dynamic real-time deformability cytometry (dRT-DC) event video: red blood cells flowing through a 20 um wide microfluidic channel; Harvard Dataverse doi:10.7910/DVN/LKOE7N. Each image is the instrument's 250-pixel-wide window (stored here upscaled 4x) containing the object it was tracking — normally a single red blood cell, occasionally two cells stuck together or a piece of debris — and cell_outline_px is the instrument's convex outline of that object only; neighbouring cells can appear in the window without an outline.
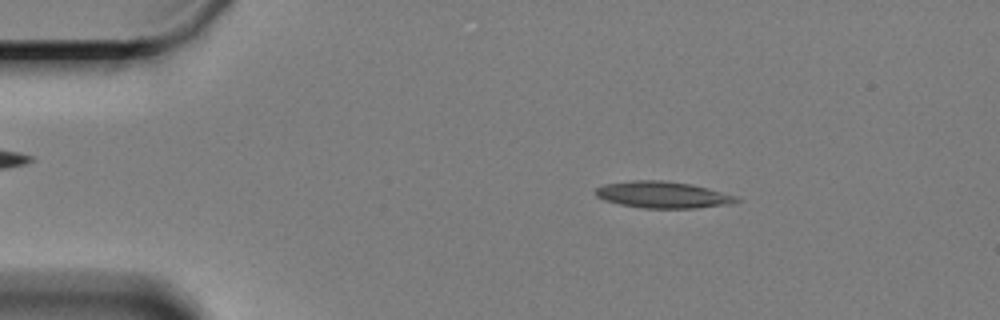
{"species": "Egyptian fruit bat (a non-hibernating species)", "species_latin": "Rousettus aegyptiacus", "temperature_condition": "cold", "stored_images_in_passage": 59, "camera_frame_rate_fps": 3000, "um_per_image_px": 0.085, "animal": {"sex": "female"}, "frame": {"image": 1, "passage_image": 9, "time_ms": 2.667, "image_size_px": [1000, 320], "cell_outline_px": [[740, 200], [732, 204], [696, 208], [644, 208], [620, 204], [604, 200], [596, 196], [596, 188], [604, 184], [632, 180], [664, 180], [692, 184], [708, 188], [736, 196]], "centroid_in_image_um": [56.34, 16.55], "position_along_channel_um": 28.7, "area_um2": 21.85}}
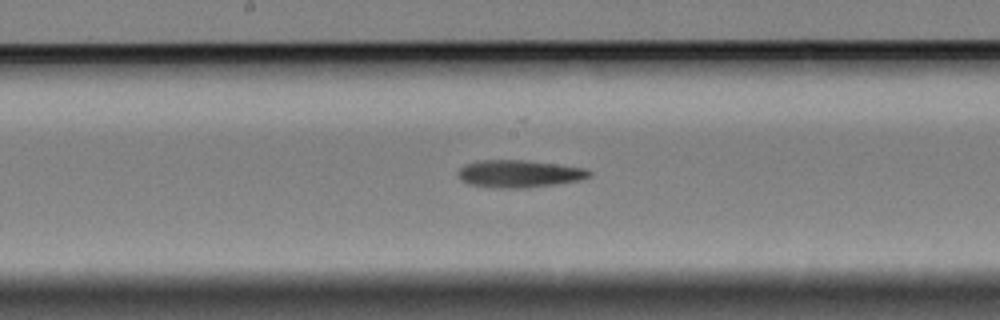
{"frame": {"image": 2, "passage_image": 30, "time_ms": 9.667, "image_size_px": [1000, 320], "cell_outline_px": [[592, 176], [580, 180], [556, 184], [528, 188], [500, 188], [472, 184], [464, 180], [460, 176], [460, 168], [464, 164], [476, 160], [524, 160], [556, 164], [584, 168], [592, 172]], "centroid_in_image_um": [44.19, 14.76], "position_along_channel_um": 204.0, "area_um2": 20.75}}
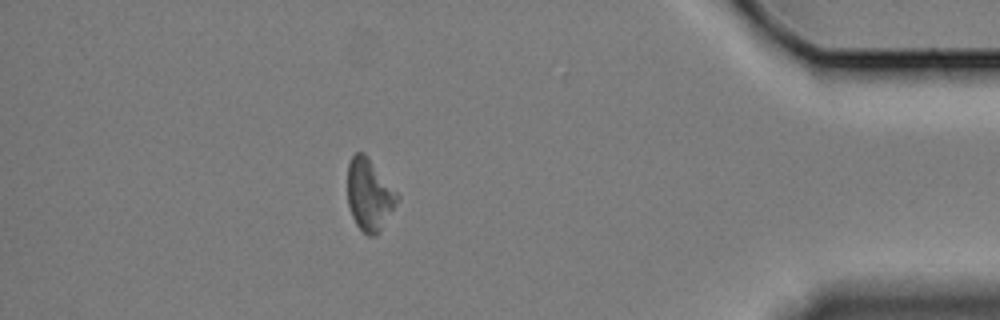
{"frame": {"image": 3, "passage_image": 52, "time_ms": 17.0, "image_size_px": [1000, 320], "cell_outline_px": [[400, 200], [380, 232], [376, 236], [368, 236], [356, 224], [352, 216], [348, 204], [348, 164], [352, 156], [356, 152], [364, 152], [368, 156], [400, 196]], "centroid_in_image_um": [31.42, 16.57], "position_along_channel_um": 403.8, "area_um2": 20.98}}